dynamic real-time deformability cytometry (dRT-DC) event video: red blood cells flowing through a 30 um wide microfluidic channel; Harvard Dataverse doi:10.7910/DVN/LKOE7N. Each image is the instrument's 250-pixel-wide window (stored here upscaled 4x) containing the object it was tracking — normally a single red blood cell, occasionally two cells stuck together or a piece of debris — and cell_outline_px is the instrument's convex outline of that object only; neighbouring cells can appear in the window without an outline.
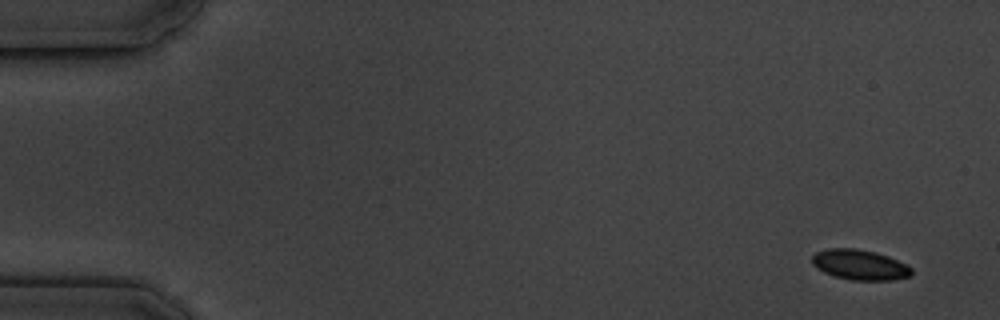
{"species": "common noctule bat (a hibernating species)", "species_latin": "Nyctalus noctula", "temperature_condition": "cold", "stored_images_in_passage": 5, "camera_frame_rate_fps": 3000, "um_per_image_px": 0.085, "animal": {"sex": "male", "body_mass_g": 19.5, "forearm_length_mm": 54.6}, "frame": {"image": 1, "passage_image": 1, "time_ms": 0.0, "image_size_px": [1000, 320], "cell_outline_px": [[912, 272], [908, 276], [892, 280], [852, 280], [836, 276], [824, 272], [816, 268], [812, 264], [812, 256], [816, 252], [828, 248], [856, 248], [876, 252], [888, 256], [912, 268]], "centroid_in_image_um": [73.05, 22.49], "position_along_channel_um": 12.0, "area_um2": 17.4}}